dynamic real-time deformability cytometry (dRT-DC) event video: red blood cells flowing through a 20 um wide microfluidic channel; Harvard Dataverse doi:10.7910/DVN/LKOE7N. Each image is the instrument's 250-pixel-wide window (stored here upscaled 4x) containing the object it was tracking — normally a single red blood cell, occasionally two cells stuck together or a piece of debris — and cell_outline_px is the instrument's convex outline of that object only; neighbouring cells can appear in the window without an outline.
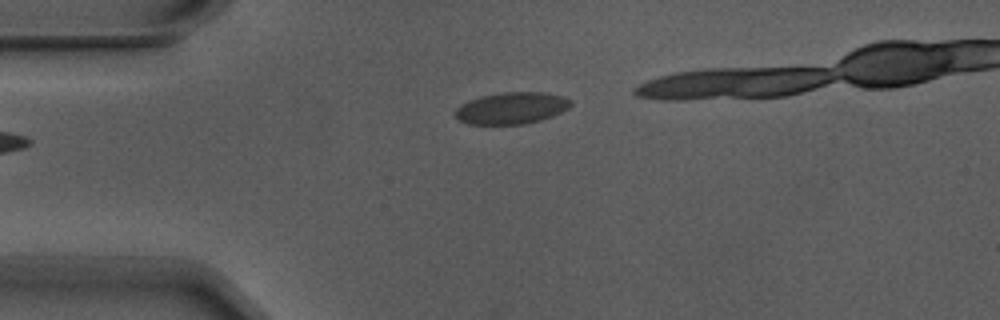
{"species": "Egyptian fruit bat (a non-hibernating species)", "species_latin": "Rousettus aegyptiacus", "temperature_condition": "warm", "stored_images_in_passage": 6, "camera_frame_rate_fps": 3000, "um_per_image_px": 0.085, "animal": {"sex": "male"}, "frame": {"image": 1, "passage_image": 6, "time_ms": 1.667, "image_size_px": [1000, 320], "cell_outline_px": [[572, 104], [568, 108], [552, 116], [540, 120], [524, 124], [468, 124], [460, 120], [456, 116], [456, 108], [460, 104], [468, 100], [480, 96], [504, 92], [544, 92], [560, 96], [572, 100]], "centroid_in_image_um": [43.47, 9.18], "position_along_channel_um": 41.5, "area_um2": 21.27}}